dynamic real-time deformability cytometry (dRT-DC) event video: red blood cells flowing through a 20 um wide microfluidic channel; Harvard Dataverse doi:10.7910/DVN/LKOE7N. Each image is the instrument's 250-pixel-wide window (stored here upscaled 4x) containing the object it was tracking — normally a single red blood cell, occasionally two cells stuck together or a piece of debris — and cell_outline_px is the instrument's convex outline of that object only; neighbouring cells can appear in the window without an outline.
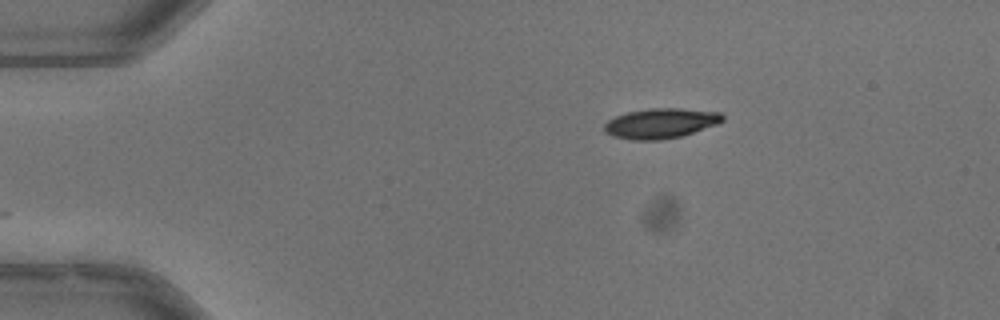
{"species": "common noctule bat (a hibernating species)", "species_latin": "Nyctalus noctula", "temperature_condition": "warm", "stored_images_in_passage": 44, "camera_frame_rate_fps": 3000, "um_per_image_px": 0.085, "animal": {"sex": "male", "body_mass_g": 13.3}, "frame": {"image": 1, "passage_image": 1, "time_ms": 0.0, "image_size_px": [1000, 320], "cell_outline_px": [[724, 120], [716, 124], [680, 136], [660, 140], [632, 140], [612, 136], [604, 132], [604, 124], [608, 120], [616, 116], [628, 112], [648, 108], [680, 108], [720, 112], [724, 116]], "centroid_in_image_um": [56.12, 10.48], "position_along_channel_um": 28.9, "area_um2": 20.63}}
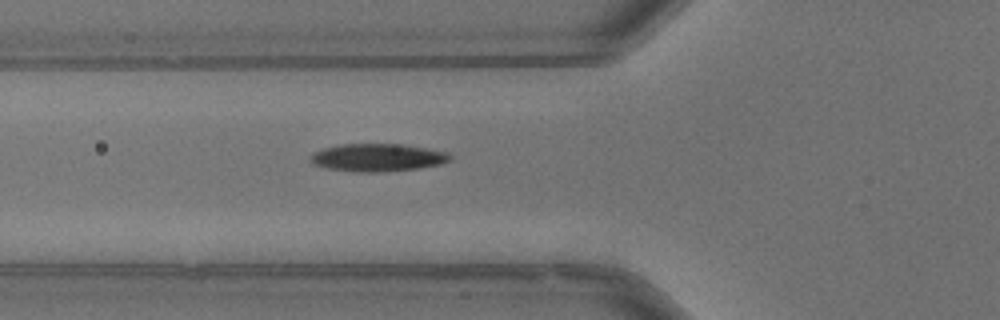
{"frame": {"image": 2, "passage_image": 11, "time_ms": 3.333, "image_size_px": [1000, 320], "cell_outline_px": [[452, 160], [440, 164], [420, 168], [376, 172], [356, 172], [328, 168], [312, 164], [308, 160], [312, 152], [324, 148], [340, 144], [404, 144], [428, 148], [448, 152], [452, 156]], "centroid_in_image_um": [32.09, 13.38], "position_along_channel_um": 93.7, "area_um2": 22.77}}
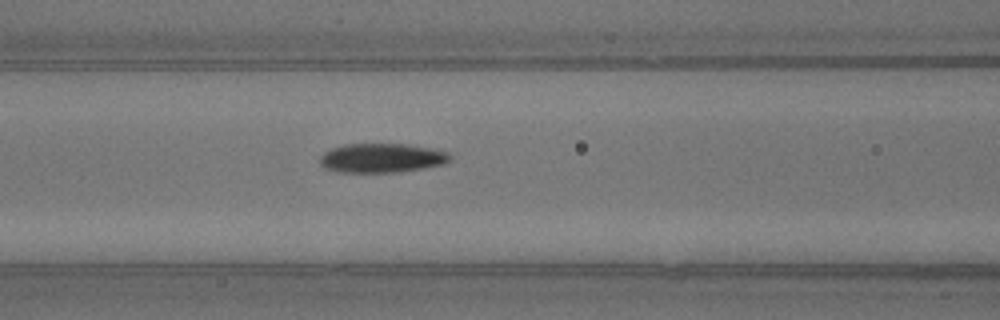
{"frame": {"image": 3, "passage_image": 14, "time_ms": 4.333, "image_size_px": [1000, 320], "cell_outline_px": [[452, 160], [444, 164], [396, 172], [340, 172], [324, 168], [320, 164], [320, 156], [324, 152], [332, 148], [344, 144], [408, 144], [432, 148], [448, 152], [452, 156]], "centroid_in_image_um": [32.46, 13.42], "position_along_channel_um": 134.1, "area_um2": 22.2}, "authors_computed_cell_mechanics": {"area_um2": 21.7617, "velocity_mm_per_s": 3.9814, "shape_relaxation_time_tau1_ms": 4.0186, "shape_relaxation_time_tau2_ms": 2.5309, "deformation_change_tau1": 0.1865, "deformation_change_tau2": 0.0886}}